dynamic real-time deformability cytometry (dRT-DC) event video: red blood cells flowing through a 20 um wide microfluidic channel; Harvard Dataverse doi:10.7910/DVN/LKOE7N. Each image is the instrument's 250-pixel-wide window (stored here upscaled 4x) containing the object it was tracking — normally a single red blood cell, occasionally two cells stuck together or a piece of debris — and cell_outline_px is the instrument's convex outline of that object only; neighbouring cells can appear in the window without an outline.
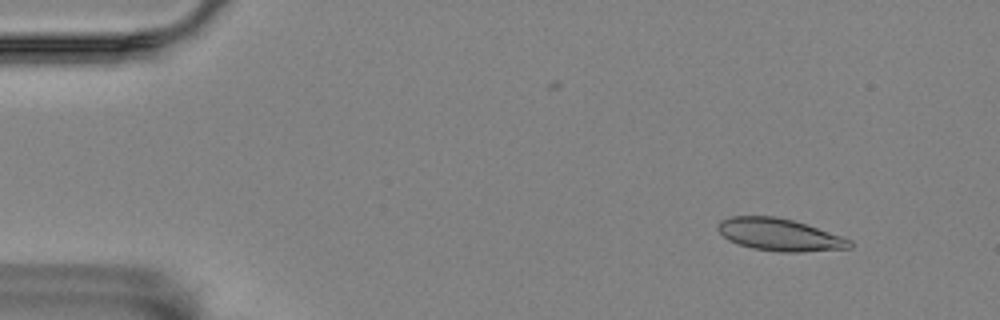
{"species": "Egyptian fruit bat (a non-hibernating species)", "species_latin": "Rousettus aegyptiacus", "temperature_condition": "room temperature", "stored_images_in_passage": 4, "camera_frame_rate_fps": 3000, "um_per_image_px": 0.085, "animal": {"sex": "female"}, "frame": {"image": 1, "passage_image": 2, "time_ms": 0.333, "image_size_px": [1000, 320], "cell_outline_px": [[852, 248], [800, 252], [780, 252], [752, 248], [736, 244], [728, 240], [716, 228], [720, 220], [732, 216], [776, 216], [792, 220], [852, 240]], "centroid_in_image_um": [66.22, 19.95], "position_along_channel_um": 18.8, "area_um2": 24.68}}
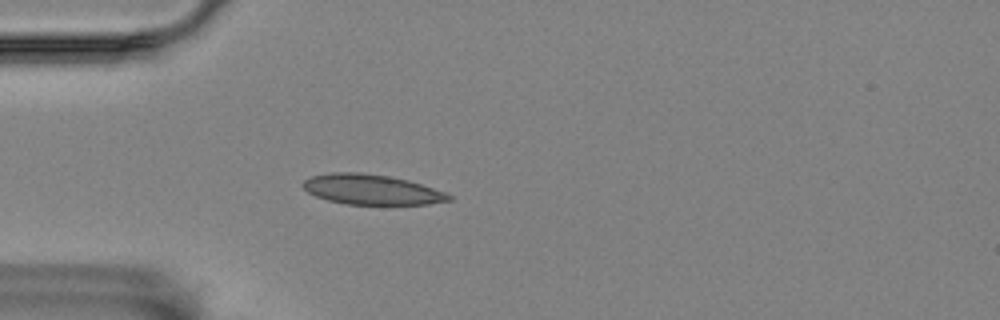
{"frame": {"image": 2, "passage_image": 4, "time_ms": 1.0, "image_size_px": [1000, 320], "cell_outline_px": [[452, 200], [428, 204], [344, 204], [328, 200], [316, 196], [308, 192], [300, 184], [304, 180], [312, 176], [332, 172], [360, 172], [388, 176], [408, 180], [444, 192], [452, 196]], "centroid_in_image_um": [31.55, 16.11], "position_along_channel_um": 53.5, "area_um2": 25.43}}